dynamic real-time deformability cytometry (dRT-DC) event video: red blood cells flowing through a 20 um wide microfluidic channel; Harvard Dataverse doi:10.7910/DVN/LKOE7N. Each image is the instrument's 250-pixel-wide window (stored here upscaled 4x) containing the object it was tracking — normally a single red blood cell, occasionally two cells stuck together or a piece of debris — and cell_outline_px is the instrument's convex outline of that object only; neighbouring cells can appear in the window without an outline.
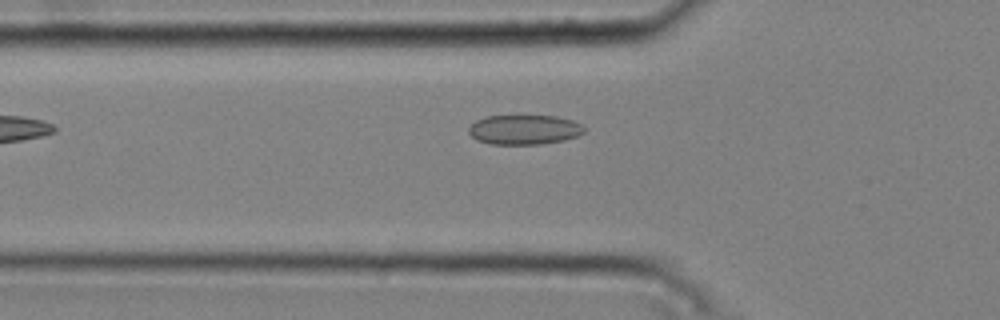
{"species": "common noctule bat (a hibernating species)", "species_latin": "Nyctalus noctula", "temperature_condition": "cold", "stored_images_in_passage": 31, "camera_frame_rate_fps": 3000, "um_per_image_px": 0.085, "animal": {"sex": "male", "body_mass_g": 20.4}, "frame": {"image": 1, "passage_image": 3, "time_ms": 0.667, "image_size_px": [1000, 320], "cell_outline_px": [[584, 132], [576, 136], [564, 140], [540, 144], [492, 144], [476, 140], [468, 132], [468, 128], [476, 120], [488, 116], [556, 116], [572, 120], [580, 124], [584, 128]], "centroid_in_image_um": [44.54, 11.02], "position_along_channel_um": 81.3, "area_um2": 19.83}}
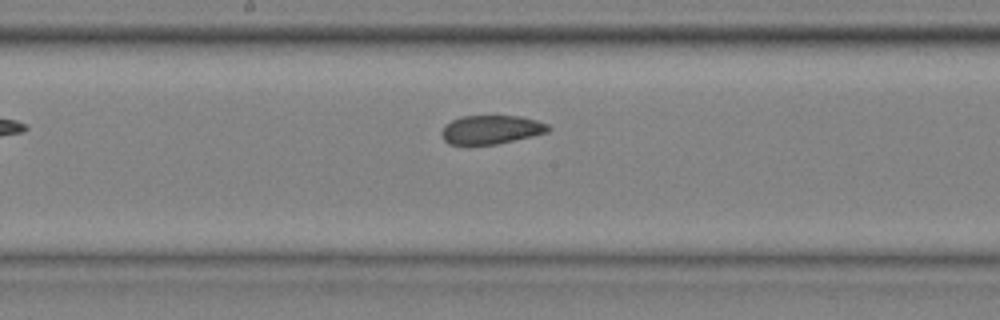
{"frame": {"image": 2, "passage_image": 13, "time_ms": 4.0, "image_size_px": [1000, 320], "cell_outline_px": [[552, 128], [548, 132], [532, 136], [496, 144], [448, 144], [440, 136], [440, 132], [444, 124], [460, 116], [520, 116], [536, 120], [548, 124]], "centroid_in_image_um": [41.72, 11.01], "position_along_channel_um": 206.5, "area_um2": 17.98}}
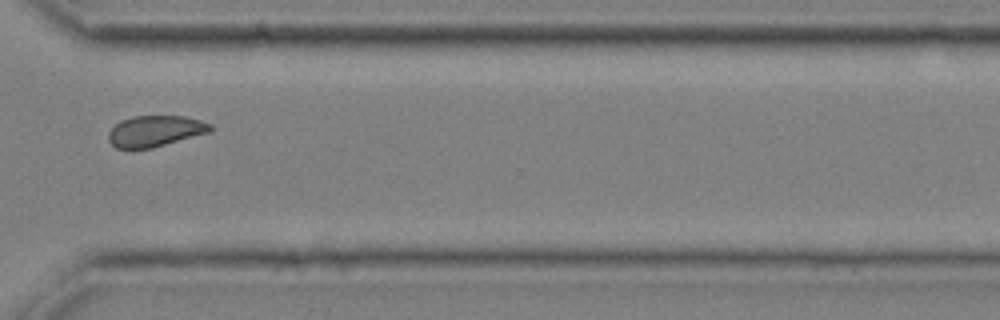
{"frame": {"image": 3, "passage_image": 25, "time_ms": 8.0, "image_size_px": [1000, 320], "cell_outline_px": [[212, 132], [152, 148], [116, 148], [108, 140], [108, 132], [120, 120], [132, 116], [184, 116], [200, 120], [212, 124]], "centroid_in_image_um": [13.21, 11.14], "position_along_channel_um": 357.4, "area_um2": 18.55}, "authors_computed_cell_mechanics": {"area_um2": 18.785, "velocity_mm_per_s": 3.7607, "shape_relaxation_time_tau1_ms": null, "shape_relaxation_time_tau2_ms": 2.26, "deformation_change_tau1": null, "deformation_change_tau2": 0.0711}}